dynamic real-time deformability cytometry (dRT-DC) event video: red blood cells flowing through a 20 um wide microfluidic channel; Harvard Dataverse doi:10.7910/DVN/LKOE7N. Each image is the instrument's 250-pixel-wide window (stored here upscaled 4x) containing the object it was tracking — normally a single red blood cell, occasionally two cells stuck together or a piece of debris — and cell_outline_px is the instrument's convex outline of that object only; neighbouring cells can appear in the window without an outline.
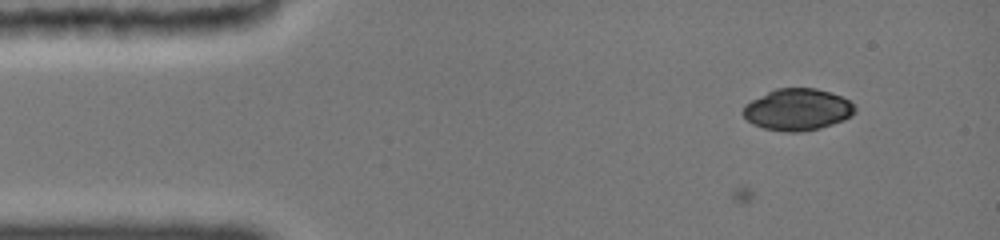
{"species": "common noctule bat (a hibernating species)", "species_latin": "Nyctalus noctula", "temperature_condition": "cold", "stored_images_in_passage": 13, "camera_frame_rate_fps": 3000, "um_per_image_px": 0.085, "animal": {"sex": "female", "body_mass_g": 19.0, "forearm_length_mm": 51.5}, "frame": {"image": 1, "passage_image": 13, "time_ms": 2.0, "image_size_px": [1000, 240], "cell_outline_px": [[856, 108], [844, 120], [816, 128], [764, 128], [748, 120], [744, 116], [744, 104], [776, 88], [816, 88], [840, 96], [848, 100]], "centroid_in_image_um": [67.78, 9.24], "position_along_channel_um": 17.2, "area_um2": 25.55}}